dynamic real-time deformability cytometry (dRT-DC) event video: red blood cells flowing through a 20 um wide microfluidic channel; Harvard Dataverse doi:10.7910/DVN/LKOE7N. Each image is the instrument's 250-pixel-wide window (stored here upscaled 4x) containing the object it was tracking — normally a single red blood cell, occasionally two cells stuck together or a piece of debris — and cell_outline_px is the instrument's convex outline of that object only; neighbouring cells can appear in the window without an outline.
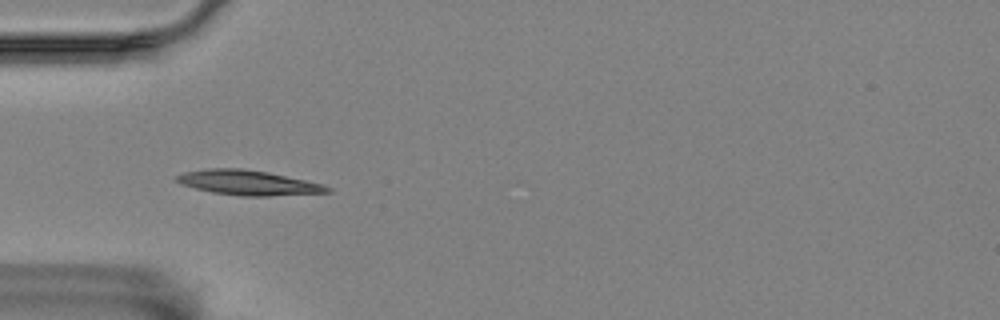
{"species": "Egyptian fruit bat (a non-hibernating species)", "species_latin": "Rousettus aegyptiacus", "temperature_condition": "room temperature", "stored_images_in_passage": 42, "camera_frame_rate_fps": 3000, "um_per_image_px": 0.085, "animal": {"sex": "female"}, "frame": {"image": 1, "passage_image": 3, "time_ms": 0.667, "image_size_px": [1000, 320], "cell_outline_px": [[332, 192], [268, 196], [240, 196], [212, 192], [180, 184], [172, 180], [176, 176], [184, 172], [208, 168], [240, 168], [268, 172], [304, 180], [320, 184], [332, 188]], "centroid_in_image_um": [21.04, 15.53], "position_along_channel_um": 64.0, "area_um2": 21.73}}
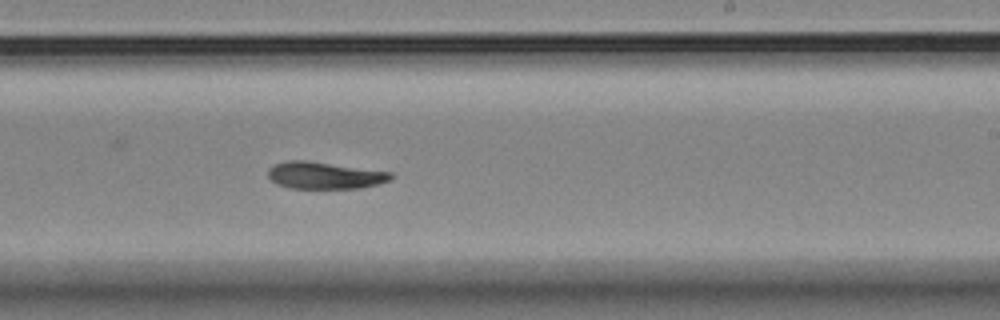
{"frame": {"image": 2, "passage_image": 20, "time_ms": 6.333, "image_size_px": [1000, 320], "cell_outline_px": [[392, 180], [360, 188], [288, 188], [276, 184], [268, 176], [268, 168], [276, 164], [288, 160], [304, 160], [392, 172]], "centroid_in_image_um": [27.57, 14.91], "position_along_channel_um": 261.4, "area_um2": 19.19}}
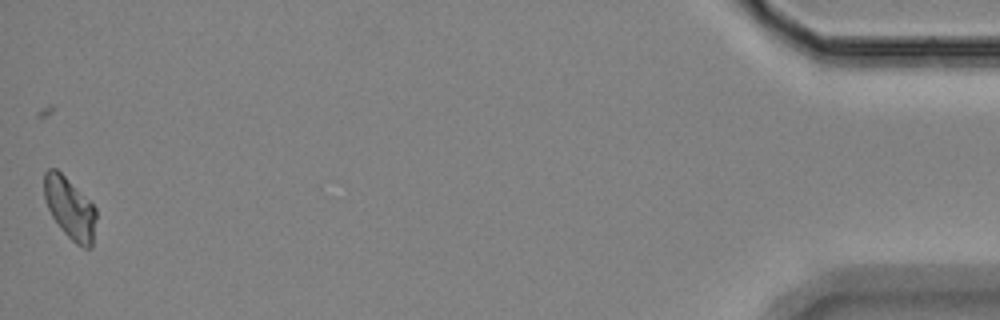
{"frame": {"image": 3, "passage_image": 42, "time_ms": 13.667, "image_size_px": [1000, 320], "cell_outline_px": [[96, 216], [92, 248], [84, 248], [76, 244], [60, 228], [52, 216], [48, 208], [44, 196], [44, 172], [48, 168], [56, 168], [96, 208]], "centroid_in_image_um": [5.93, 17.71], "position_along_channel_um": 429.3, "area_um2": 18.38}, "authors_computed_cell_mechanics": {"area_um2": 19.5075, "velocity_mm_per_s": 3.5039, "shape_relaxation_time_tau1_ms": 6.5706, "shape_relaxation_time_tau2_ms": 5.0631, "deformation_change_tau1": 0.176, "deformation_change_tau2": 0.0809}}